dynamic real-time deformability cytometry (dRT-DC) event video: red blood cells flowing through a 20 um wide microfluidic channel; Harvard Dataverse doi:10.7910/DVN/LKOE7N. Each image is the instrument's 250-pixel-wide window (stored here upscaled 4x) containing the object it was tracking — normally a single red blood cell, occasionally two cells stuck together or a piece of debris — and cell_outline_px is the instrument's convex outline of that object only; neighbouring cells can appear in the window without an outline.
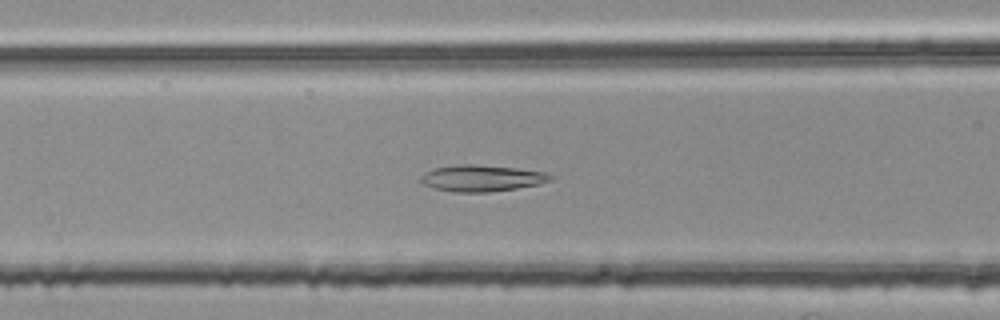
{"species": "common noctule bat (a hibernating species)", "species_latin": "Nyctalus noctula", "temperature_condition": "room temperature", "stored_images_in_passage": 53, "segment_of_instrument_passage": [2, 2], "camera_frame_rate_fps": 3000, "um_per_image_px": 0.085, "animal": {"sex": "female", "body_mass_g": 25.1}, "frame": {"image": 1, "passage_image": 22, "time_ms": 7.0, "image_size_px": [1000, 320], "cell_outline_px": [[552, 180], [540, 184], [516, 188], [488, 192], [456, 192], [436, 188], [424, 184], [420, 180], [420, 176], [424, 172], [436, 168], [460, 164], [476, 164], [512, 168], [544, 172], [552, 176]], "centroid_in_image_um": [40.94, 15.14], "position_along_channel_um": 125.7, "area_um2": 19.65}}
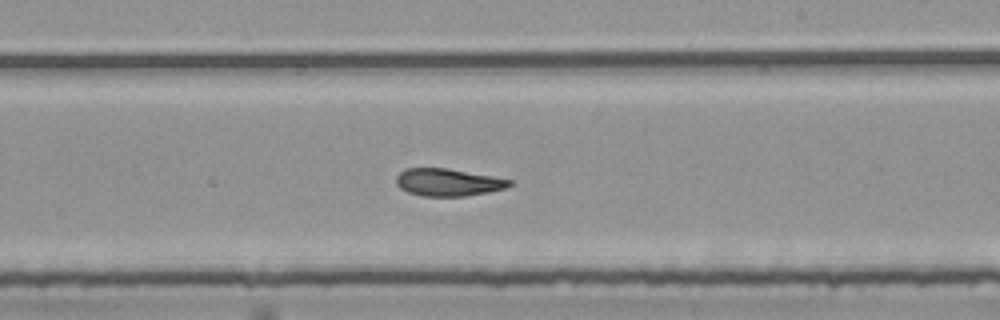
{"frame": {"image": 2, "passage_image": 32, "time_ms": 10.333, "image_size_px": [1000, 320], "cell_outline_px": [[512, 184], [504, 188], [488, 192], [464, 196], [420, 196], [408, 192], [400, 188], [396, 184], [396, 176], [404, 168], [448, 168], [492, 176], [512, 180]], "centroid_in_image_um": [38.04, 15.49], "position_along_channel_um": 251.0, "area_um2": 18.09}}
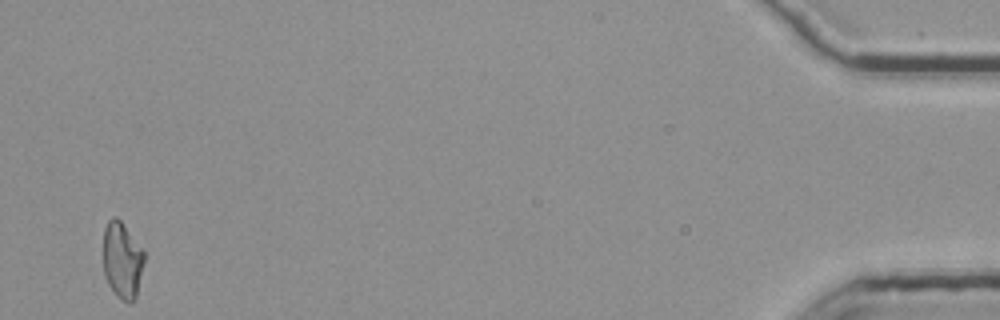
{"frame": {"image": 3, "passage_image": 53, "time_ms": 17.333, "image_size_px": [1000, 320], "cell_outline_px": [[144, 260], [136, 296], [132, 304], [128, 304], [116, 296], [108, 284], [104, 276], [104, 228], [108, 220], [112, 216], [116, 216], [120, 220], [144, 252]], "centroid_in_image_um": [10.37, 22.15], "position_along_channel_um": 424.8, "area_um2": 18.15}}